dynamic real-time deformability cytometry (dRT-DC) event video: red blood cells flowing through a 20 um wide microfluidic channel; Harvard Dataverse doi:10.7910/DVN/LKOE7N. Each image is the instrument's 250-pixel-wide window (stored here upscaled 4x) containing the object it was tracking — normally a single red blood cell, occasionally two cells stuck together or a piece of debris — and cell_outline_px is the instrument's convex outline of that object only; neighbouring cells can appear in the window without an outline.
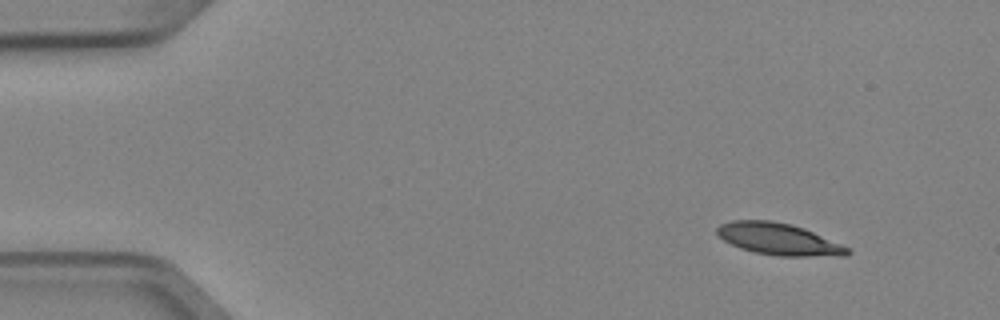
{"species": "Egyptian fruit bat (a non-hibernating species)", "species_latin": "Rousettus aegyptiacus", "temperature_condition": "cold", "stored_images_in_passage": 7, "camera_frame_rate_fps": 3000, "um_per_image_px": 0.085, "animal": {"sex": "female"}, "frame": {"image": 1, "passage_image": 1, "time_ms": 0.0, "image_size_px": [1000, 320], "cell_outline_px": [[852, 252], [848, 256], [780, 256], [756, 252], [740, 248], [724, 240], [716, 232], [716, 228], [720, 224], [732, 220], [772, 220], [792, 224], [804, 228], [840, 244], [848, 248]], "centroid_in_image_um": [66.19, 20.32], "position_along_channel_um": 18.8, "area_um2": 24.04}}
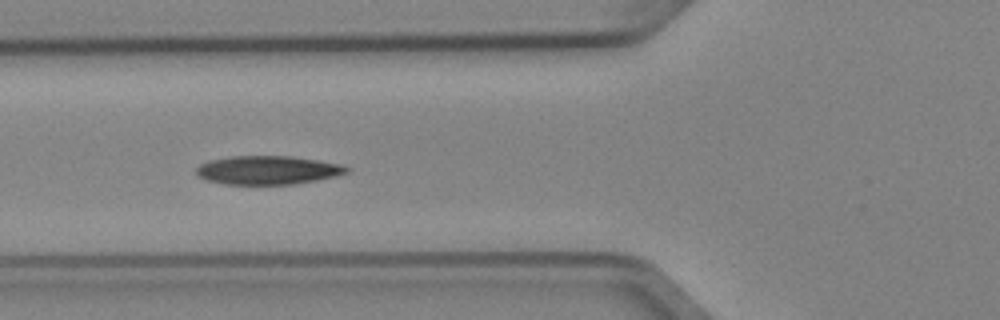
{"frame": {"image": 2, "passage_image": 5, "time_ms": 1.333, "image_size_px": [1000, 320], "cell_outline_px": [[348, 172], [336, 176], [316, 180], [292, 184], [224, 184], [208, 180], [200, 176], [196, 172], [196, 168], [200, 164], [208, 160], [228, 156], [292, 156], [320, 160], [340, 164], [348, 168]], "centroid_in_image_um": [22.75, 14.45], "position_along_channel_um": 103.1, "area_um2": 25.03}}
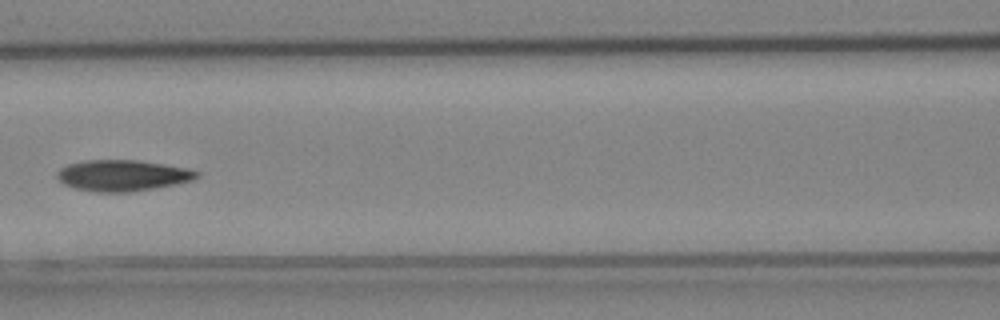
{"frame": {"image": 3, "passage_image": 6, "time_ms": 1.667, "image_size_px": [1000, 320], "cell_outline_px": [[200, 176], [192, 180], [176, 184], [132, 192], [96, 192], [76, 188], [64, 184], [56, 176], [60, 168], [68, 164], [88, 160], [136, 160], [188, 168], [200, 172]], "centroid_in_image_um": [10.44, 14.92], "position_along_channel_um": 156.2, "area_um2": 25.2}}